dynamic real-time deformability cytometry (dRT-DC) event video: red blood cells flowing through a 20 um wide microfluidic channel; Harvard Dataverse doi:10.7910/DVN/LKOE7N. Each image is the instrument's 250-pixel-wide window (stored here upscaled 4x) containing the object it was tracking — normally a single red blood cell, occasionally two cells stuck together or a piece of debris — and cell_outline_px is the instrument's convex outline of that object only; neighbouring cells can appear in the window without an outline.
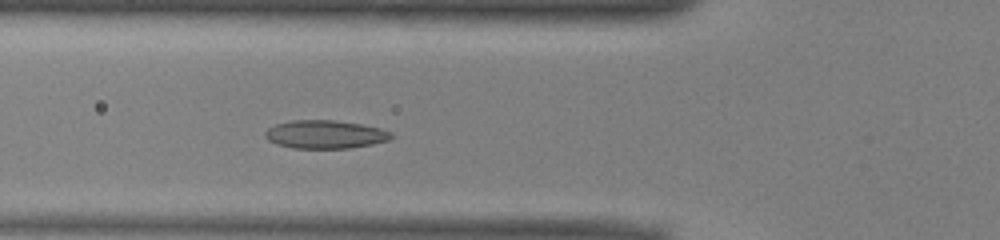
{"species": "common noctule bat (a hibernating species)", "species_latin": "Nyctalus noctula", "temperature_condition": "warm", "stored_images_in_passage": 45, "camera_frame_rate_fps": 3000, "um_per_image_px": 0.085, "animal": {"sex": "male", "body_mass_g": 13.0, "forearm_length_mm": 53.1}, "frame": {"image": 1, "passage_image": 11, "time_ms": 3.333, "image_size_px": [1000, 240], "cell_outline_px": [[392, 136], [388, 140], [372, 144], [348, 148], [292, 148], [276, 144], [268, 140], [264, 136], [264, 132], [268, 128], [276, 124], [288, 120], [336, 120], [364, 124], [380, 128], [392, 132]], "centroid_in_image_um": [27.61, 11.41], "position_along_channel_um": 98.2, "area_um2": 20.92}}
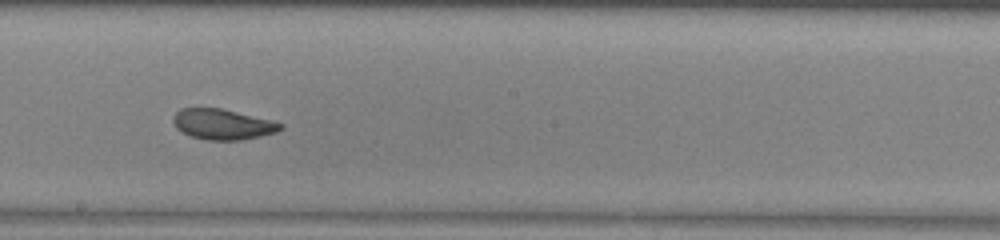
{"frame": {"image": 2, "passage_image": 21, "time_ms": 6.667, "image_size_px": [1000, 240], "cell_outline_px": [[284, 128], [276, 132], [260, 136], [240, 140], [208, 140], [192, 136], [176, 128], [172, 120], [172, 116], [180, 108], [220, 108], [272, 120], [284, 124]], "centroid_in_image_um": [18.93, 10.56], "position_along_channel_um": 229.3, "area_um2": 19.02}}
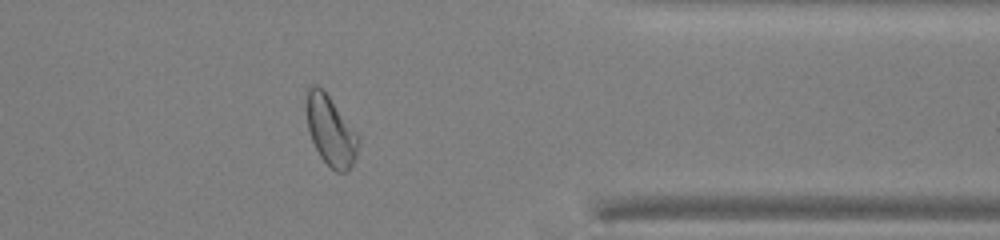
{"frame": {"image": 3, "passage_image": 34, "time_ms": 11.0, "image_size_px": [1000, 240], "cell_outline_px": [[360, 136], [356, 160], [348, 172], [336, 172], [320, 156], [312, 140], [308, 128], [304, 104], [308, 88], [312, 84], [316, 84], [324, 88]], "centroid_in_image_um": [28.11, 11.06], "position_along_channel_um": 383.3, "area_um2": 21.73}, "authors_computed_cell_mechanics": {"area_um2": 20.6924, "velocity_mm_per_s": 3.9399, "shape_relaxation_time_tau1_ms": 5.2219, "shape_relaxation_time_tau2_ms": 1.8491, "deformation_change_tau1": 0.1436, "deformation_change_tau2": 0.0538}}